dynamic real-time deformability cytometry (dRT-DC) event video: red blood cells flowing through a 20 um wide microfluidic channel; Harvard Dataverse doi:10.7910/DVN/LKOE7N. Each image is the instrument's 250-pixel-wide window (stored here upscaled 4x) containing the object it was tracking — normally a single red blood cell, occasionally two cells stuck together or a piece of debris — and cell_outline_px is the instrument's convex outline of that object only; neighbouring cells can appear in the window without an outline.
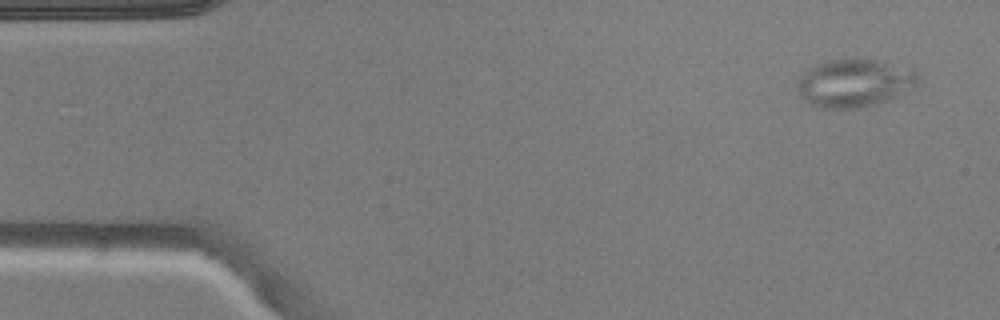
{"species": "common noctule bat (a hibernating species)", "species_latin": "Nyctalus noctula", "temperature_condition": "warm", "stored_images_in_passage": 4, "camera_frame_rate_fps": 3000, "um_per_image_px": 0.085, "animal": {"sex": "male", "body_mass_g": 20.5, "forearm_length_mm": 52.5}, "frame": {"image": 1, "passage_image": 1, "time_ms": 0.0, "image_size_px": [1000, 320], "cell_outline_px": [[920, 80], [916, 84], [900, 96], [892, 100], [880, 104], [860, 108], [824, 108], [808, 104], [800, 96], [796, 88], [796, 84], [800, 76], [808, 68], [816, 64], [828, 60], [876, 60], [916, 68], [920, 76]], "centroid_in_image_um": [72.67, 7.07], "position_along_channel_um": 12.3, "area_um2": 34.33}}